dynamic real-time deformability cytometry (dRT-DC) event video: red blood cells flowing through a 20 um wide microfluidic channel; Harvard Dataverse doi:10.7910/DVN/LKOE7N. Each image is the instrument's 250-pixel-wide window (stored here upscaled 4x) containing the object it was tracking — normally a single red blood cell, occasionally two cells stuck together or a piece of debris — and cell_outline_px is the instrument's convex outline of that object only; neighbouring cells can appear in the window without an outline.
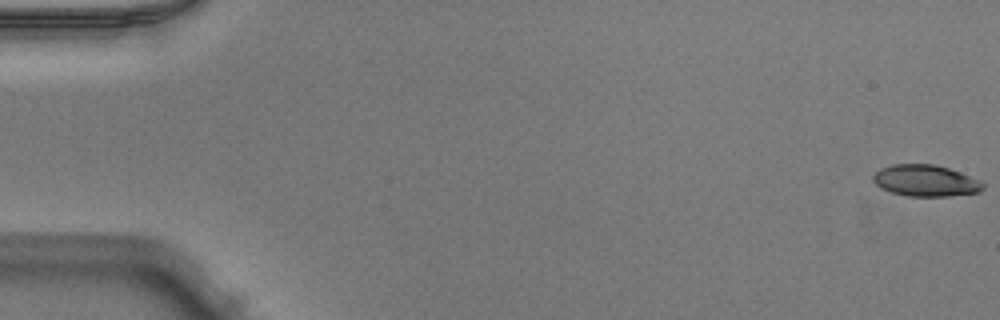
{"species": "Egyptian fruit bat (a non-hibernating species)", "species_latin": "Rousettus aegyptiacus", "temperature_condition": "warm", "stored_images_in_passage": 52, "camera_frame_rate_fps": 3000, "um_per_image_px": 0.085, "animal": {"sex": "male"}, "frame": {"image": 1, "passage_image": 1, "time_ms": 0.0, "image_size_px": [1000, 320], "cell_outline_px": [[984, 188], [980, 192], [948, 196], [908, 196], [892, 192], [880, 188], [872, 180], [872, 176], [880, 168], [892, 164], [936, 164], [960, 172], [984, 184]], "centroid_in_image_um": [78.63, 15.35], "position_along_channel_um": 6.4, "area_um2": 20.06}}
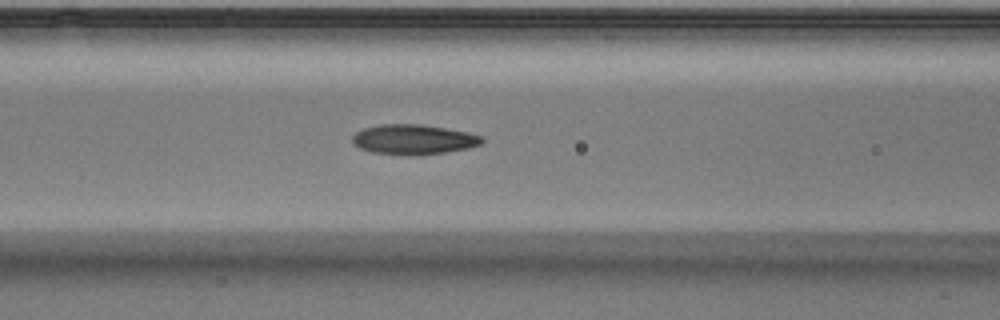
{"frame": {"image": 2, "passage_image": 22, "time_ms": 7.0, "image_size_px": [1000, 320], "cell_outline_px": [[484, 140], [480, 144], [468, 148], [444, 152], [408, 156], [372, 152], [360, 148], [352, 140], [352, 136], [356, 132], [364, 128], [380, 124], [420, 124], [468, 132], [480, 136]], "centroid_in_image_um": [35.13, 11.85], "position_along_channel_um": 131.5, "area_um2": 22.43}}
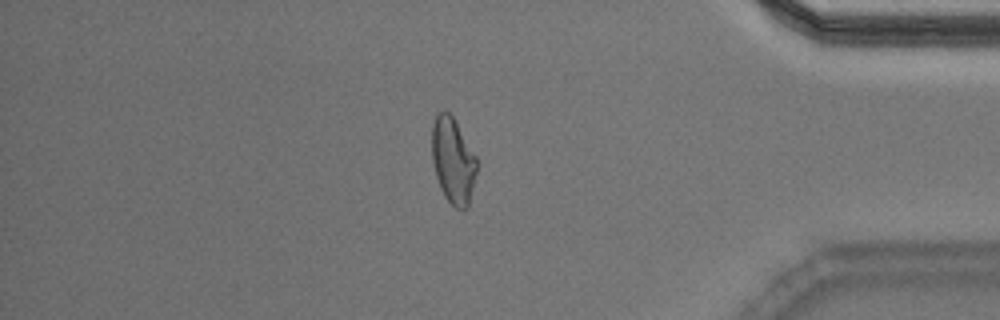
{"frame": {"image": 3, "passage_image": 44, "time_ms": 14.333, "image_size_px": [1000, 320], "cell_outline_px": [[476, 172], [468, 208], [464, 212], [456, 208], [444, 196], [440, 188], [436, 176], [432, 160], [432, 124], [436, 116], [440, 112], [448, 112], [452, 116], [476, 156]], "centroid_in_image_um": [38.5, 13.7], "position_along_channel_um": 396.7, "area_um2": 22.25}, "authors_computed_cell_mechanics": {"area_um2": 22.0218, "velocity_mm_per_s": 4.0138, "shape_relaxation_time_tau1_ms": 4.8624, "shape_relaxation_time_tau2_ms": 2.1224, "deformation_change_tau1": 0.1791, "deformation_change_tau2": 0.085}}